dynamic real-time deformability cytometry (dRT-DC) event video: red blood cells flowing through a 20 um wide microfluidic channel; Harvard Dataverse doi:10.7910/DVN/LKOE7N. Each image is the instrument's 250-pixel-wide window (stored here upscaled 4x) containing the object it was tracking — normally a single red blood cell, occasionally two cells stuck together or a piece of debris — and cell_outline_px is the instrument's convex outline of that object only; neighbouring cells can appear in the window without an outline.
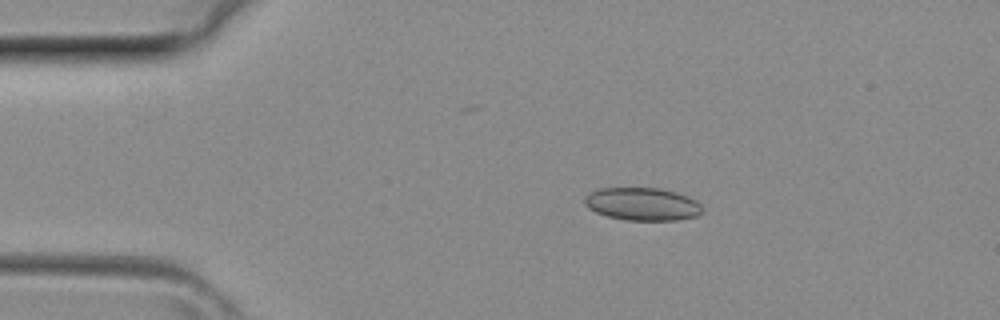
{"species": "common noctule bat (a hibernating species)", "species_latin": "Nyctalus noctula", "temperature_condition": "room temperature", "stored_images_in_passage": 33, "camera_frame_rate_fps": 3000, "um_per_image_px": 0.085, "animal": {"sex": "female", "body_mass_g": 29.2, "forearm_length_mm": 56.3}, "frame": {"image": 1, "passage_image": 1, "time_ms": 0.0, "image_size_px": [1000, 320], "cell_outline_px": [[700, 212], [696, 216], [676, 220], [628, 220], [608, 216], [596, 212], [588, 208], [584, 204], [584, 196], [600, 188], [660, 188], [676, 192], [688, 196], [696, 200], [700, 204]], "centroid_in_image_um": [54.58, 17.34], "position_along_channel_um": 30.4, "area_um2": 22.37}}
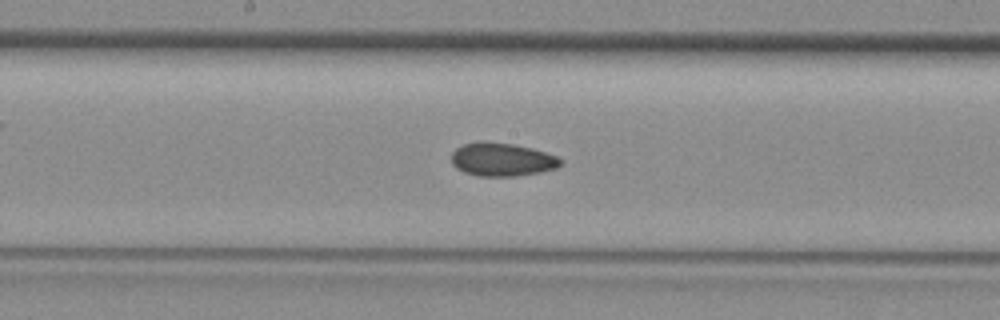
{"frame": {"image": 2, "passage_image": 14, "time_ms": 4.333, "image_size_px": [1000, 320], "cell_outline_px": [[564, 160], [556, 168], [540, 172], [516, 176], [476, 176], [464, 172], [456, 168], [452, 164], [452, 152], [456, 148], [464, 144], [512, 144], [532, 148], [556, 156]], "centroid_in_image_um": [42.69, 13.6], "position_along_channel_um": 205.5, "area_um2": 20.58}}
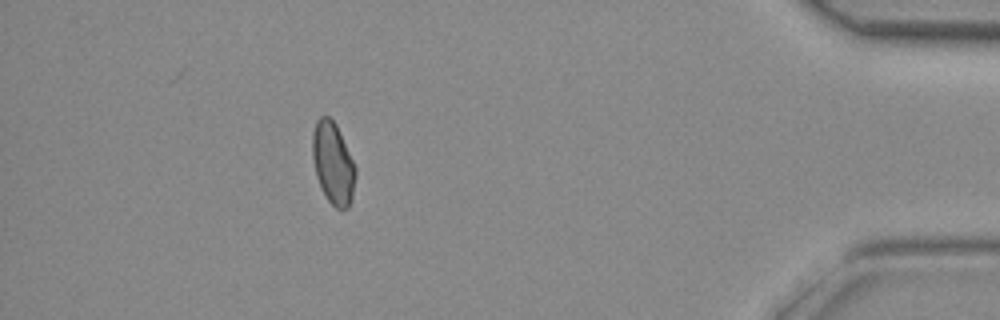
{"frame": {"image": 3, "passage_image": 29, "time_ms": 9.333, "image_size_px": [1000, 320], "cell_outline_px": [[356, 176], [352, 200], [348, 208], [336, 208], [328, 200], [316, 176], [312, 156], [312, 132], [316, 120], [320, 116], [328, 116], [336, 124], [356, 168]], "centroid_in_image_um": [28.3, 13.86], "position_along_channel_um": 406.9, "area_um2": 20.46}}